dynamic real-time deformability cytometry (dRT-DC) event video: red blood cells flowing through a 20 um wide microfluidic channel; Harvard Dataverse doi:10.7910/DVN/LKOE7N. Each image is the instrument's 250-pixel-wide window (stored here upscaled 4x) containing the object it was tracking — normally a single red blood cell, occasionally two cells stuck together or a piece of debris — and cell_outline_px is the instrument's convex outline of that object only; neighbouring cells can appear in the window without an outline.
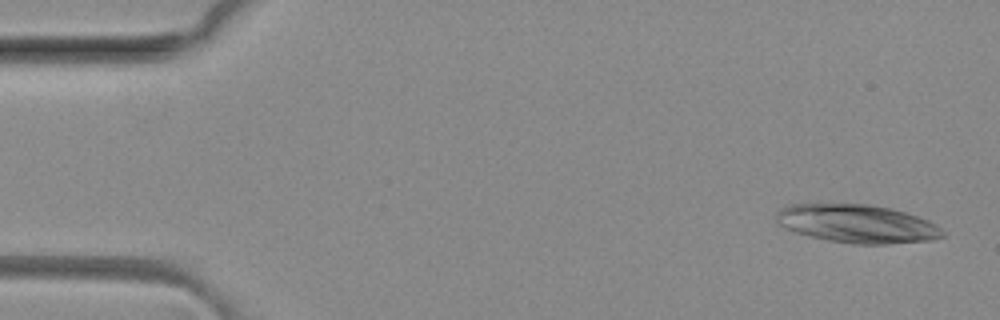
{"species": "common noctule bat (a hibernating species)", "species_latin": "Nyctalus noctula", "temperature_condition": "room temperature", "stored_images_in_passage": 5, "camera_frame_rate_fps": 3000, "um_per_image_px": 0.085, "animal": {"sex": "female", "body_mass_g": 29.2, "forearm_length_mm": 56.3}, "frame": {"image": 1, "passage_image": 1, "time_ms": 0.0, "image_size_px": [1000, 320], "cell_outline_px": [[944, 236], [932, 240], [888, 244], [852, 244], [828, 240], [796, 232], [776, 224], [776, 212], [780, 208], [788, 204], [868, 204], [892, 208], [928, 220], [936, 224], [944, 232]], "centroid_in_image_um": [72.84, 19.01], "position_along_channel_um": 12.2, "area_um2": 37.22}}
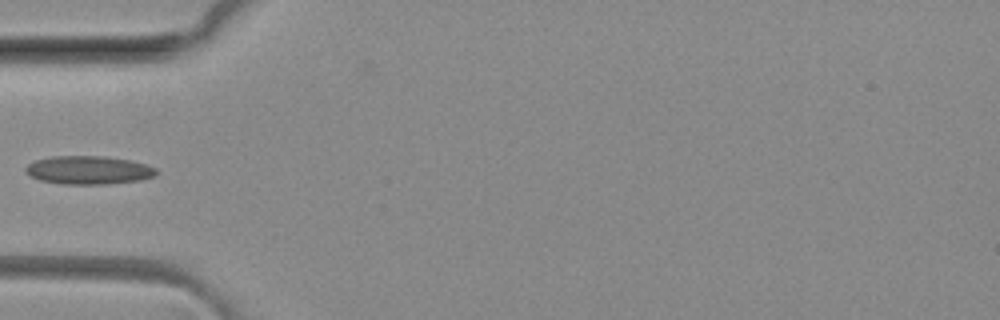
{"frame": {"image": 2, "passage_image": 5, "time_ms": 1.333, "image_size_px": [1000, 320], "cell_outline_px": [[160, 172], [156, 176], [140, 180], [108, 184], [60, 184], [40, 180], [32, 176], [24, 168], [28, 164], [36, 160], [52, 156], [104, 156], [128, 160], [144, 164], [156, 168]], "centroid_in_image_um": [7.56, 14.46], "position_along_channel_um": 77.4, "area_um2": 21.56}}